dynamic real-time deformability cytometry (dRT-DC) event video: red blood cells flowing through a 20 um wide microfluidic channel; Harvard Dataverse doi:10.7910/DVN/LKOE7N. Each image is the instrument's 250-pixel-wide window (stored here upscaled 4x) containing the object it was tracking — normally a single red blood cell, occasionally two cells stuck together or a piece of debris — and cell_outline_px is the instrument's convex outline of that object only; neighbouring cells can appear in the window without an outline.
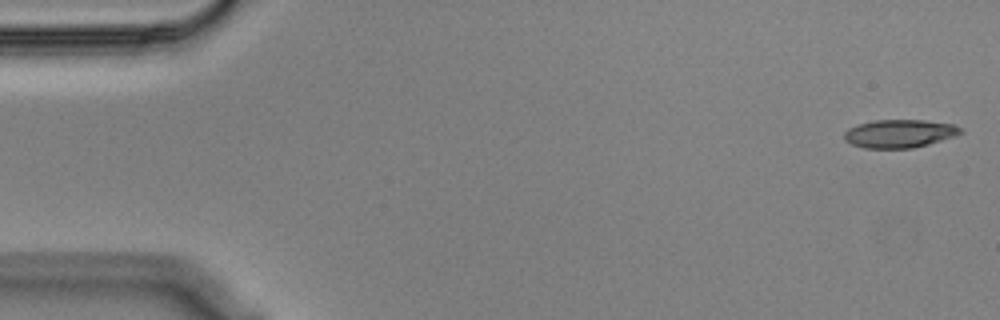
{"species": "Egyptian fruit bat (a non-hibernating species)", "species_latin": "Rousettus aegyptiacus", "temperature_condition": "cold", "stored_images_in_passage": 12, "camera_frame_rate_fps": 3000, "um_per_image_px": 0.085, "animal": {"sex": "male"}, "frame": {"image": 1, "passage_image": 1, "time_ms": 0.0, "image_size_px": [1000, 320], "cell_outline_px": [[964, 132], [956, 136], [928, 144], [912, 148], [864, 148], [852, 144], [844, 140], [844, 132], [848, 128], [860, 124], [876, 120], [924, 120], [952, 124], [964, 128]], "centroid_in_image_um": [76.49, 11.35], "position_along_channel_um": 8.5, "area_um2": 19.13}}